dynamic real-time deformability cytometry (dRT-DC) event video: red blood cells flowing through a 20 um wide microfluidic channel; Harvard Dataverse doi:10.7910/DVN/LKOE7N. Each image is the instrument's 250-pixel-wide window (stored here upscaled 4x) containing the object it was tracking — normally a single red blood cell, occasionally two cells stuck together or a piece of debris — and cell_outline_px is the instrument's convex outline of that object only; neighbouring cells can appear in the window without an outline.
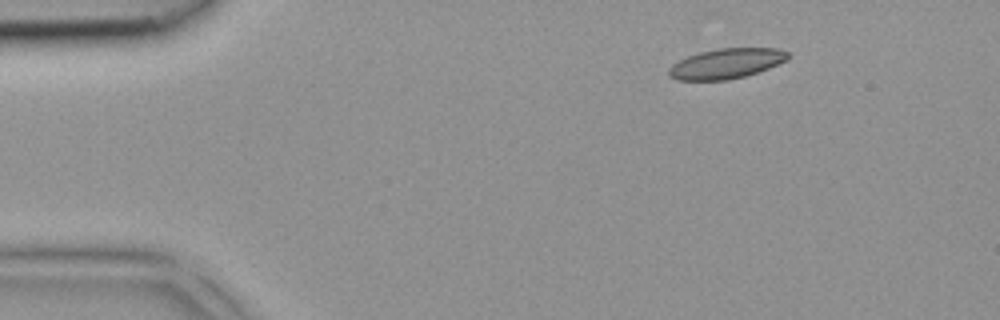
{"species": "common noctule bat (a hibernating species)", "species_latin": "Nyctalus noctula", "temperature_condition": "room temperature", "stored_images_in_passage": 37, "camera_frame_rate_fps": 3000, "um_per_image_px": 0.085, "animal": {"sex": "female", "body_mass_g": 18.4}, "frame": {"image": 1, "passage_image": 1, "time_ms": 0.0, "image_size_px": [1000, 320], "cell_outline_px": [[792, 56], [788, 60], [768, 68], [744, 76], [728, 80], [676, 80], [668, 76], [668, 68], [672, 64], [688, 56], [700, 52], [716, 48], [780, 48], [788, 52]], "centroid_in_image_um": [61.75, 5.39], "position_along_channel_um": 23.3, "area_um2": 21.04}}
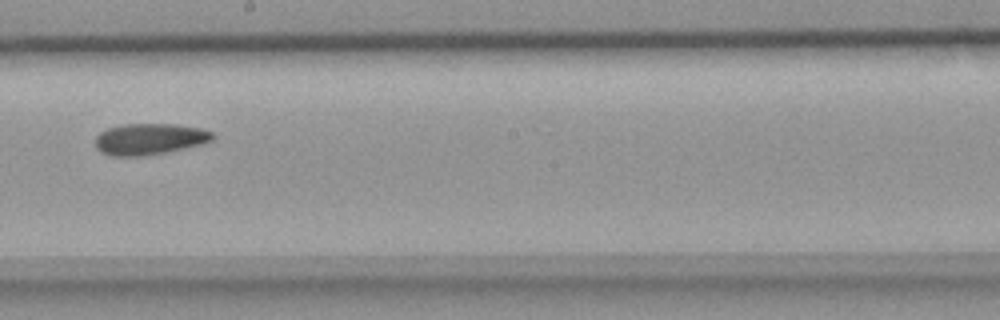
{"frame": {"image": 2, "passage_image": 19, "time_ms": 6.0, "image_size_px": [1000, 320], "cell_outline_px": [[216, 136], [212, 140], [204, 144], [164, 152], [140, 156], [112, 156], [100, 152], [96, 148], [96, 136], [100, 132], [108, 128], [124, 124], [176, 124], [204, 128], [212, 132]], "centroid_in_image_um": [12.74, 11.81], "position_along_channel_um": 235.5, "area_um2": 21.5}}
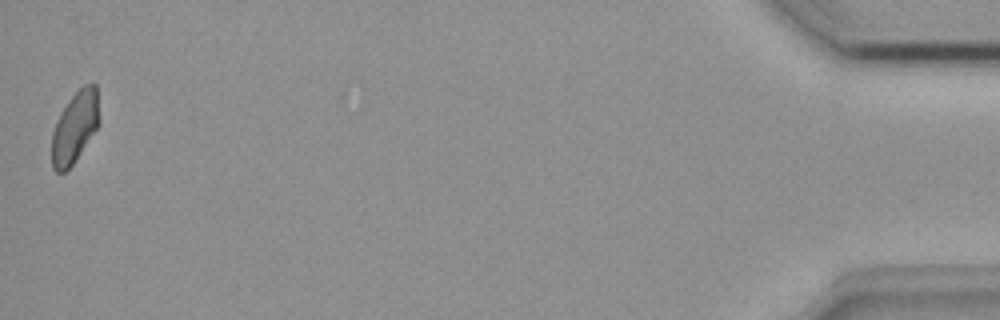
{"frame": {"image": 3, "passage_image": 37, "time_ms": 12.0, "image_size_px": [1000, 320], "cell_outline_px": [[100, 124], [72, 164], [64, 172], [56, 172], [52, 168], [52, 132], [56, 120], [60, 112], [68, 100], [84, 84], [96, 84], [100, 120]], "centroid_in_image_um": [6.36, 10.79], "position_along_channel_um": 428.8, "area_um2": 19.71}}